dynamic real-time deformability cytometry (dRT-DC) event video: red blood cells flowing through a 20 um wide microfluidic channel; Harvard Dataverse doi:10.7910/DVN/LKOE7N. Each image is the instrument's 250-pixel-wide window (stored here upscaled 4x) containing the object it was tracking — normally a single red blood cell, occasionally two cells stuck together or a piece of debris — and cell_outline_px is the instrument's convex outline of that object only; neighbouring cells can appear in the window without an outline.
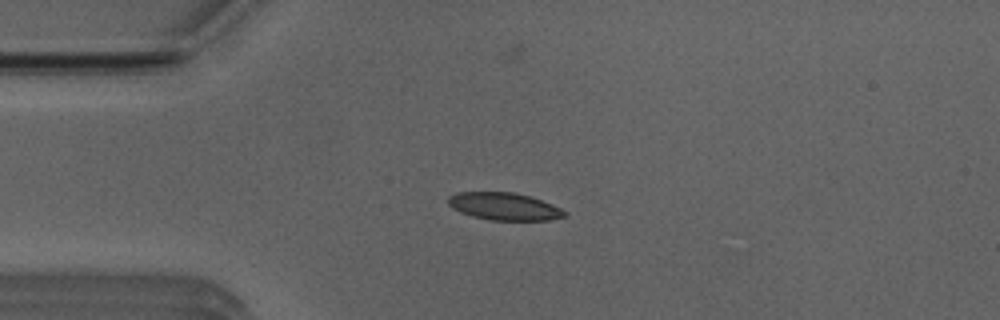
{"species": "Egyptian fruit bat (a non-hibernating species)", "species_latin": "Rousettus aegyptiacus", "temperature_condition": "room temperature", "stored_images_in_passage": 39, "camera_frame_rate_fps": 3000, "um_per_image_px": 0.085, "animal": {"sex": "male"}, "frame": {"image": 1, "passage_image": 12, "time_ms": 3.667, "image_size_px": [1000, 320], "cell_outline_px": [[568, 216], [548, 220], [492, 220], [472, 216], [460, 212], [452, 208], [448, 204], [448, 196], [456, 192], [512, 192], [532, 196], [552, 204], [568, 212]], "centroid_in_image_um": [42.87, 17.54], "position_along_channel_um": 42.1, "area_um2": 18.79}}
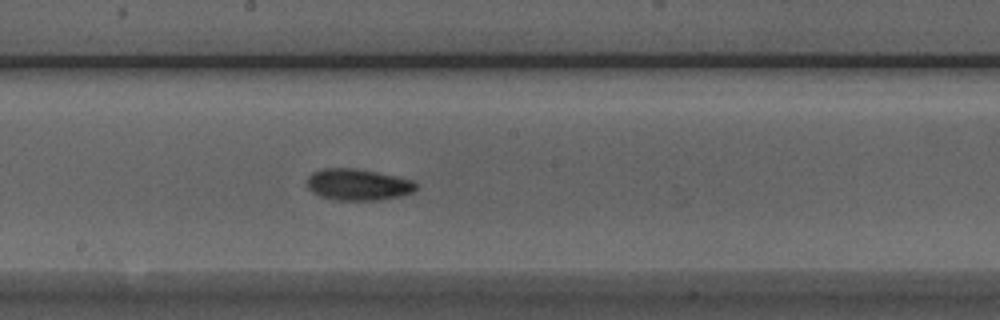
{"frame": {"image": 2, "passage_image": 27, "time_ms": 8.667, "image_size_px": [1000, 320], "cell_outline_px": [[420, 184], [412, 192], [400, 196], [380, 200], [332, 200], [320, 196], [312, 192], [308, 188], [308, 176], [312, 172], [324, 168], [356, 168], [396, 176], [412, 180]], "centroid_in_image_um": [30.43, 15.69], "position_along_channel_um": 217.8, "area_um2": 20.11}}
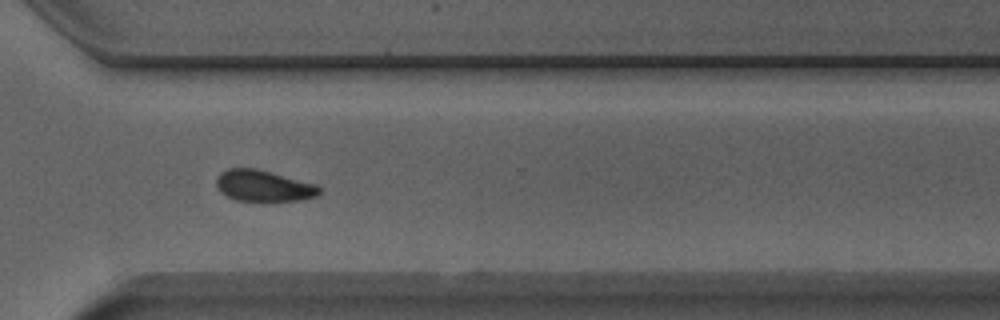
{"frame": {"image": 3, "passage_image": 37, "time_ms": 12.0, "image_size_px": [1000, 320], "cell_outline_px": [[320, 192], [316, 196], [304, 200], [236, 200], [220, 192], [216, 184], [216, 176], [220, 172], [228, 168], [256, 168], [316, 184], [320, 188]], "centroid_in_image_um": [22.38, 15.78], "position_along_channel_um": 348.2, "area_um2": 18.61}, "authors_computed_cell_mechanics": {"area_um2": 19.1896, "velocity_mm_per_s": 3.9143, "shape_relaxation_time_tau1_ms": 3.078, "shape_relaxation_time_tau2_ms": 2.5529, "deformation_change_tau1": 0.0938, "deformation_change_tau2": 0.0618}}